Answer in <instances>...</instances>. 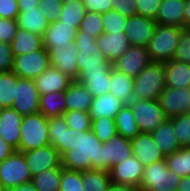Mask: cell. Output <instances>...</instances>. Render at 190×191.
Returning a JSON list of instances; mask_svg holds the SVG:
<instances>
[{"instance_id":"1","label":"cell","mask_w":190,"mask_h":191,"mask_svg":"<svg viewBox=\"0 0 190 191\" xmlns=\"http://www.w3.org/2000/svg\"><path fill=\"white\" fill-rule=\"evenodd\" d=\"M49 141L61 156V165L71 171L104 170V143L95 133L68 128L64 116L49 118Z\"/></svg>"},{"instance_id":"2","label":"cell","mask_w":190,"mask_h":191,"mask_svg":"<svg viewBox=\"0 0 190 191\" xmlns=\"http://www.w3.org/2000/svg\"><path fill=\"white\" fill-rule=\"evenodd\" d=\"M75 45L78 48L77 82L83 84L87 79H89V75L111 74L112 64L99 50L95 38L91 37L86 31H78Z\"/></svg>"},{"instance_id":"3","label":"cell","mask_w":190,"mask_h":191,"mask_svg":"<svg viewBox=\"0 0 190 191\" xmlns=\"http://www.w3.org/2000/svg\"><path fill=\"white\" fill-rule=\"evenodd\" d=\"M165 87L164 63L152 62L134 78L133 100H159Z\"/></svg>"},{"instance_id":"4","label":"cell","mask_w":190,"mask_h":191,"mask_svg":"<svg viewBox=\"0 0 190 191\" xmlns=\"http://www.w3.org/2000/svg\"><path fill=\"white\" fill-rule=\"evenodd\" d=\"M49 119L41 112L25 115L20 125L19 152L34 150L50 145Z\"/></svg>"},{"instance_id":"5","label":"cell","mask_w":190,"mask_h":191,"mask_svg":"<svg viewBox=\"0 0 190 191\" xmlns=\"http://www.w3.org/2000/svg\"><path fill=\"white\" fill-rule=\"evenodd\" d=\"M177 26L157 25L152 39L146 49L152 62H167L173 59L182 32Z\"/></svg>"},{"instance_id":"6","label":"cell","mask_w":190,"mask_h":191,"mask_svg":"<svg viewBox=\"0 0 190 191\" xmlns=\"http://www.w3.org/2000/svg\"><path fill=\"white\" fill-rule=\"evenodd\" d=\"M181 177L167 168L165 160L144 166L140 191H177Z\"/></svg>"},{"instance_id":"7","label":"cell","mask_w":190,"mask_h":191,"mask_svg":"<svg viewBox=\"0 0 190 191\" xmlns=\"http://www.w3.org/2000/svg\"><path fill=\"white\" fill-rule=\"evenodd\" d=\"M128 105L141 132L152 133L167 119L159 100H132Z\"/></svg>"},{"instance_id":"8","label":"cell","mask_w":190,"mask_h":191,"mask_svg":"<svg viewBox=\"0 0 190 191\" xmlns=\"http://www.w3.org/2000/svg\"><path fill=\"white\" fill-rule=\"evenodd\" d=\"M31 180V172L22 152L16 150L0 162V182L4 189L19 186Z\"/></svg>"},{"instance_id":"9","label":"cell","mask_w":190,"mask_h":191,"mask_svg":"<svg viewBox=\"0 0 190 191\" xmlns=\"http://www.w3.org/2000/svg\"><path fill=\"white\" fill-rule=\"evenodd\" d=\"M48 51L40 50L28 54L14 56L12 71L23 79H35L50 67Z\"/></svg>"},{"instance_id":"10","label":"cell","mask_w":190,"mask_h":191,"mask_svg":"<svg viewBox=\"0 0 190 191\" xmlns=\"http://www.w3.org/2000/svg\"><path fill=\"white\" fill-rule=\"evenodd\" d=\"M11 108L25 116L40 112V95L33 79H23L17 76L16 92Z\"/></svg>"},{"instance_id":"11","label":"cell","mask_w":190,"mask_h":191,"mask_svg":"<svg viewBox=\"0 0 190 191\" xmlns=\"http://www.w3.org/2000/svg\"><path fill=\"white\" fill-rule=\"evenodd\" d=\"M159 103L167 119L190 113V88L165 87Z\"/></svg>"},{"instance_id":"12","label":"cell","mask_w":190,"mask_h":191,"mask_svg":"<svg viewBox=\"0 0 190 191\" xmlns=\"http://www.w3.org/2000/svg\"><path fill=\"white\" fill-rule=\"evenodd\" d=\"M152 63L146 47L131 45L112 67L135 78L146 66Z\"/></svg>"},{"instance_id":"13","label":"cell","mask_w":190,"mask_h":191,"mask_svg":"<svg viewBox=\"0 0 190 191\" xmlns=\"http://www.w3.org/2000/svg\"><path fill=\"white\" fill-rule=\"evenodd\" d=\"M22 153L24 154L32 177L47 169L56 168L61 165V156L53 145Z\"/></svg>"},{"instance_id":"14","label":"cell","mask_w":190,"mask_h":191,"mask_svg":"<svg viewBox=\"0 0 190 191\" xmlns=\"http://www.w3.org/2000/svg\"><path fill=\"white\" fill-rule=\"evenodd\" d=\"M143 169L144 166L135 156L124 159L109 170L111 182L115 184L131 185L139 189L143 176Z\"/></svg>"},{"instance_id":"15","label":"cell","mask_w":190,"mask_h":191,"mask_svg":"<svg viewBox=\"0 0 190 191\" xmlns=\"http://www.w3.org/2000/svg\"><path fill=\"white\" fill-rule=\"evenodd\" d=\"M78 29L59 20L49 22L42 36L43 47L48 51L53 47H65L67 50L75 43Z\"/></svg>"},{"instance_id":"16","label":"cell","mask_w":190,"mask_h":191,"mask_svg":"<svg viewBox=\"0 0 190 191\" xmlns=\"http://www.w3.org/2000/svg\"><path fill=\"white\" fill-rule=\"evenodd\" d=\"M157 23L154 19L134 15L127 17L125 34L130 44L146 47L153 37Z\"/></svg>"},{"instance_id":"17","label":"cell","mask_w":190,"mask_h":191,"mask_svg":"<svg viewBox=\"0 0 190 191\" xmlns=\"http://www.w3.org/2000/svg\"><path fill=\"white\" fill-rule=\"evenodd\" d=\"M132 153L143 166L165 160V156L156 145L151 133L140 132L130 139Z\"/></svg>"},{"instance_id":"18","label":"cell","mask_w":190,"mask_h":191,"mask_svg":"<svg viewBox=\"0 0 190 191\" xmlns=\"http://www.w3.org/2000/svg\"><path fill=\"white\" fill-rule=\"evenodd\" d=\"M77 52L75 43L68 50L65 47H53L48 50L50 65L76 80L78 78Z\"/></svg>"},{"instance_id":"19","label":"cell","mask_w":190,"mask_h":191,"mask_svg":"<svg viewBox=\"0 0 190 191\" xmlns=\"http://www.w3.org/2000/svg\"><path fill=\"white\" fill-rule=\"evenodd\" d=\"M96 44L111 64L119 59L131 46L129 39L124 32H104L96 38Z\"/></svg>"},{"instance_id":"20","label":"cell","mask_w":190,"mask_h":191,"mask_svg":"<svg viewBox=\"0 0 190 191\" xmlns=\"http://www.w3.org/2000/svg\"><path fill=\"white\" fill-rule=\"evenodd\" d=\"M132 145L129 138L116 134L104 142V170L108 171L118 162L132 157Z\"/></svg>"},{"instance_id":"21","label":"cell","mask_w":190,"mask_h":191,"mask_svg":"<svg viewBox=\"0 0 190 191\" xmlns=\"http://www.w3.org/2000/svg\"><path fill=\"white\" fill-rule=\"evenodd\" d=\"M74 80L60 70L50 66L34 79L39 95L64 92Z\"/></svg>"},{"instance_id":"22","label":"cell","mask_w":190,"mask_h":191,"mask_svg":"<svg viewBox=\"0 0 190 191\" xmlns=\"http://www.w3.org/2000/svg\"><path fill=\"white\" fill-rule=\"evenodd\" d=\"M23 116L13 108H2L0 115V137L18 150L20 142V125Z\"/></svg>"},{"instance_id":"23","label":"cell","mask_w":190,"mask_h":191,"mask_svg":"<svg viewBox=\"0 0 190 191\" xmlns=\"http://www.w3.org/2000/svg\"><path fill=\"white\" fill-rule=\"evenodd\" d=\"M186 0H162L155 18L157 25L177 26L185 29Z\"/></svg>"},{"instance_id":"24","label":"cell","mask_w":190,"mask_h":191,"mask_svg":"<svg viewBox=\"0 0 190 191\" xmlns=\"http://www.w3.org/2000/svg\"><path fill=\"white\" fill-rule=\"evenodd\" d=\"M125 105V103L119 100L111 93H104L101 96L94 97L89 110V116L92 120H97L102 117L110 119H116L118 112Z\"/></svg>"},{"instance_id":"25","label":"cell","mask_w":190,"mask_h":191,"mask_svg":"<svg viewBox=\"0 0 190 191\" xmlns=\"http://www.w3.org/2000/svg\"><path fill=\"white\" fill-rule=\"evenodd\" d=\"M66 100V111L89 112L93 97L89 90L74 80L64 91Z\"/></svg>"},{"instance_id":"26","label":"cell","mask_w":190,"mask_h":191,"mask_svg":"<svg viewBox=\"0 0 190 191\" xmlns=\"http://www.w3.org/2000/svg\"><path fill=\"white\" fill-rule=\"evenodd\" d=\"M165 85L171 88H190V64L175 59L164 62Z\"/></svg>"},{"instance_id":"27","label":"cell","mask_w":190,"mask_h":191,"mask_svg":"<svg viewBox=\"0 0 190 191\" xmlns=\"http://www.w3.org/2000/svg\"><path fill=\"white\" fill-rule=\"evenodd\" d=\"M151 135L165 157L181 148L177 141L171 119H166Z\"/></svg>"},{"instance_id":"28","label":"cell","mask_w":190,"mask_h":191,"mask_svg":"<svg viewBox=\"0 0 190 191\" xmlns=\"http://www.w3.org/2000/svg\"><path fill=\"white\" fill-rule=\"evenodd\" d=\"M16 21L19 28L39 36L44 35L49 24L47 18L39 11V6L19 11Z\"/></svg>"},{"instance_id":"29","label":"cell","mask_w":190,"mask_h":191,"mask_svg":"<svg viewBox=\"0 0 190 191\" xmlns=\"http://www.w3.org/2000/svg\"><path fill=\"white\" fill-rule=\"evenodd\" d=\"M10 45L14 57L40 50L43 47V39L42 36L18 28L15 38Z\"/></svg>"},{"instance_id":"30","label":"cell","mask_w":190,"mask_h":191,"mask_svg":"<svg viewBox=\"0 0 190 191\" xmlns=\"http://www.w3.org/2000/svg\"><path fill=\"white\" fill-rule=\"evenodd\" d=\"M110 92L125 104L133 100L134 78L112 67Z\"/></svg>"},{"instance_id":"31","label":"cell","mask_w":190,"mask_h":191,"mask_svg":"<svg viewBox=\"0 0 190 191\" xmlns=\"http://www.w3.org/2000/svg\"><path fill=\"white\" fill-rule=\"evenodd\" d=\"M40 112L46 118L63 116L66 112V100L64 92H52L40 96L39 100Z\"/></svg>"},{"instance_id":"32","label":"cell","mask_w":190,"mask_h":191,"mask_svg":"<svg viewBox=\"0 0 190 191\" xmlns=\"http://www.w3.org/2000/svg\"><path fill=\"white\" fill-rule=\"evenodd\" d=\"M115 124L117 134L129 139L134 138L141 132L134 118V114L128 104H125L118 112L115 119Z\"/></svg>"},{"instance_id":"33","label":"cell","mask_w":190,"mask_h":191,"mask_svg":"<svg viewBox=\"0 0 190 191\" xmlns=\"http://www.w3.org/2000/svg\"><path fill=\"white\" fill-rule=\"evenodd\" d=\"M62 165L47 169L32 177V183L37 191H59L62 175Z\"/></svg>"},{"instance_id":"34","label":"cell","mask_w":190,"mask_h":191,"mask_svg":"<svg viewBox=\"0 0 190 191\" xmlns=\"http://www.w3.org/2000/svg\"><path fill=\"white\" fill-rule=\"evenodd\" d=\"M82 182L85 191H108L112 183L110 173L99 169L82 171Z\"/></svg>"},{"instance_id":"35","label":"cell","mask_w":190,"mask_h":191,"mask_svg":"<svg viewBox=\"0 0 190 191\" xmlns=\"http://www.w3.org/2000/svg\"><path fill=\"white\" fill-rule=\"evenodd\" d=\"M167 168L179 177L190 176V147L180 148L166 156Z\"/></svg>"},{"instance_id":"36","label":"cell","mask_w":190,"mask_h":191,"mask_svg":"<svg viewBox=\"0 0 190 191\" xmlns=\"http://www.w3.org/2000/svg\"><path fill=\"white\" fill-rule=\"evenodd\" d=\"M86 12L83 0L65 2L58 20L79 29Z\"/></svg>"},{"instance_id":"37","label":"cell","mask_w":190,"mask_h":191,"mask_svg":"<svg viewBox=\"0 0 190 191\" xmlns=\"http://www.w3.org/2000/svg\"><path fill=\"white\" fill-rule=\"evenodd\" d=\"M17 75L13 71L0 72V108H11L16 92Z\"/></svg>"},{"instance_id":"38","label":"cell","mask_w":190,"mask_h":191,"mask_svg":"<svg viewBox=\"0 0 190 191\" xmlns=\"http://www.w3.org/2000/svg\"><path fill=\"white\" fill-rule=\"evenodd\" d=\"M181 148L190 147V113L171 118Z\"/></svg>"},{"instance_id":"39","label":"cell","mask_w":190,"mask_h":191,"mask_svg":"<svg viewBox=\"0 0 190 191\" xmlns=\"http://www.w3.org/2000/svg\"><path fill=\"white\" fill-rule=\"evenodd\" d=\"M111 74L89 75L83 85L89 90L92 97H98L110 92Z\"/></svg>"},{"instance_id":"40","label":"cell","mask_w":190,"mask_h":191,"mask_svg":"<svg viewBox=\"0 0 190 191\" xmlns=\"http://www.w3.org/2000/svg\"><path fill=\"white\" fill-rule=\"evenodd\" d=\"M91 130L102 143L109 141L117 134L115 120L107 117L92 120Z\"/></svg>"},{"instance_id":"41","label":"cell","mask_w":190,"mask_h":191,"mask_svg":"<svg viewBox=\"0 0 190 191\" xmlns=\"http://www.w3.org/2000/svg\"><path fill=\"white\" fill-rule=\"evenodd\" d=\"M78 31H86L91 37L98 38L104 33L102 14L87 11Z\"/></svg>"},{"instance_id":"42","label":"cell","mask_w":190,"mask_h":191,"mask_svg":"<svg viewBox=\"0 0 190 191\" xmlns=\"http://www.w3.org/2000/svg\"><path fill=\"white\" fill-rule=\"evenodd\" d=\"M68 128H72L78 131H90L91 130V117L89 112L84 111H66L64 114Z\"/></svg>"},{"instance_id":"43","label":"cell","mask_w":190,"mask_h":191,"mask_svg":"<svg viewBox=\"0 0 190 191\" xmlns=\"http://www.w3.org/2000/svg\"><path fill=\"white\" fill-rule=\"evenodd\" d=\"M105 33L125 32L127 17L117 11H108L102 14Z\"/></svg>"},{"instance_id":"44","label":"cell","mask_w":190,"mask_h":191,"mask_svg":"<svg viewBox=\"0 0 190 191\" xmlns=\"http://www.w3.org/2000/svg\"><path fill=\"white\" fill-rule=\"evenodd\" d=\"M59 191H85L82 182V172L62 168Z\"/></svg>"},{"instance_id":"45","label":"cell","mask_w":190,"mask_h":191,"mask_svg":"<svg viewBox=\"0 0 190 191\" xmlns=\"http://www.w3.org/2000/svg\"><path fill=\"white\" fill-rule=\"evenodd\" d=\"M62 6L63 2L61 0H39V11L49 22L59 19Z\"/></svg>"},{"instance_id":"46","label":"cell","mask_w":190,"mask_h":191,"mask_svg":"<svg viewBox=\"0 0 190 191\" xmlns=\"http://www.w3.org/2000/svg\"><path fill=\"white\" fill-rule=\"evenodd\" d=\"M173 59L190 64V30L185 29L182 32Z\"/></svg>"},{"instance_id":"47","label":"cell","mask_w":190,"mask_h":191,"mask_svg":"<svg viewBox=\"0 0 190 191\" xmlns=\"http://www.w3.org/2000/svg\"><path fill=\"white\" fill-rule=\"evenodd\" d=\"M161 1L162 0H135L137 15L155 20Z\"/></svg>"},{"instance_id":"48","label":"cell","mask_w":190,"mask_h":191,"mask_svg":"<svg viewBox=\"0 0 190 191\" xmlns=\"http://www.w3.org/2000/svg\"><path fill=\"white\" fill-rule=\"evenodd\" d=\"M16 20L0 18V42L11 43L18 30Z\"/></svg>"},{"instance_id":"49","label":"cell","mask_w":190,"mask_h":191,"mask_svg":"<svg viewBox=\"0 0 190 191\" xmlns=\"http://www.w3.org/2000/svg\"><path fill=\"white\" fill-rule=\"evenodd\" d=\"M13 59L11 45L6 42H0V72L12 71Z\"/></svg>"},{"instance_id":"50","label":"cell","mask_w":190,"mask_h":191,"mask_svg":"<svg viewBox=\"0 0 190 191\" xmlns=\"http://www.w3.org/2000/svg\"><path fill=\"white\" fill-rule=\"evenodd\" d=\"M135 0H112V10L117 11L123 16L131 17L137 15Z\"/></svg>"},{"instance_id":"51","label":"cell","mask_w":190,"mask_h":191,"mask_svg":"<svg viewBox=\"0 0 190 191\" xmlns=\"http://www.w3.org/2000/svg\"><path fill=\"white\" fill-rule=\"evenodd\" d=\"M18 14L17 0H0V18L16 20Z\"/></svg>"},{"instance_id":"52","label":"cell","mask_w":190,"mask_h":191,"mask_svg":"<svg viewBox=\"0 0 190 191\" xmlns=\"http://www.w3.org/2000/svg\"><path fill=\"white\" fill-rule=\"evenodd\" d=\"M83 4L86 11L100 14L111 11L113 7L112 0H83Z\"/></svg>"},{"instance_id":"53","label":"cell","mask_w":190,"mask_h":191,"mask_svg":"<svg viewBox=\"0 0 190 191\" xmlns=\"http://www.w3.org/2000/svg\"><path fill=\"white\" fill-rule=\"evenodd\" d=\"M15 151L16 149L14 147H12L0 137V162L7 159Z\"/></svg>"},{"instance_id":"54","label":"cell","mask_w":190,"mask_h":191,"mask_svg":"<svg viewBox=\"0 0 190 191\" xmlns=\"http://www.w3.org/2000/svg\"><path fill=\"white\" fill-rule=\"evenodd\" d=\"M4 191H37L32 181L24 182L19 186H14L11 188H6Z\"/></svg>"},{"instance_id":"55","label":"cell","mask_w":190,"mask_h":191,"mask_svg":"<svg viewBox=\"0 0 190 191\" xmlns=\"http://www.w3.org/2000/svg\"><path fill=\"white\" fill-rule=\"evenodd\" d=\"M17 3L19 11H25L26 9L39 6V0H17Z\"/></svg>"},{"instance_id":"56","label":"cell","mask_w":190,"mask_h":191,"mask_svg":"<svg viewBox=\"0 0 190 191\" xmlns=\"http://www.w3.org/2000/svg\"><path fill=\"white\" fill-rule=\"evenodd\" d=\"M138 189L134 188L131 185H122V184H115L111 183L108 191H137Z\"/></svg>"},{"instance_id":"57","label":"cell","mask_w":190,"mask_h":191,"mask_svg":"<svg viewBox=\"0 0 190 191\" xmlns=\"http://www.w3.org/2000/svg\"><path fill=\"white\" fill-rule=\"evenodd\" d=\"M177 191H190V176L181 177Z\"/></svg>"},{"instance_id":"58","label":"cell","mask_w":190,"mask_h":191,"mask_svg":"<svg viewBox=\"0 0 190 191\" xmlns=\"http://www.w3.org/2000/svg\"><path fill=\"white\" fill-rule=\"evenodd\" d=\"M185 29H190V0H186V6H185Z\"/></svg>"},{"instance_id":"59","label":"cell","mask_w":190,"mask_h":191,"mask_svg":"<svg viewBox=\"0 0 190 191\" xmlns=\"http://www.w3.org/2000/svg\"><path fill=\"white\" fill-rule=\"evenodd\" d=\"M0 191H4V187H3V185L1 184V182H0Z\"/></svg>"},{"instance_id":"60","label":"cell","mask_w":190,"mask_h":191,"mask_svg":"<svg viewBox=\"0 0 190 191\" xmlns=\"http://www.w3.org/2000/svg\"><path fill=\"white\" fill-rule=\"evenodd\" d=\"M63 3L69 2V1H75V0H61Z\"/></svg>"}]
</instances>
